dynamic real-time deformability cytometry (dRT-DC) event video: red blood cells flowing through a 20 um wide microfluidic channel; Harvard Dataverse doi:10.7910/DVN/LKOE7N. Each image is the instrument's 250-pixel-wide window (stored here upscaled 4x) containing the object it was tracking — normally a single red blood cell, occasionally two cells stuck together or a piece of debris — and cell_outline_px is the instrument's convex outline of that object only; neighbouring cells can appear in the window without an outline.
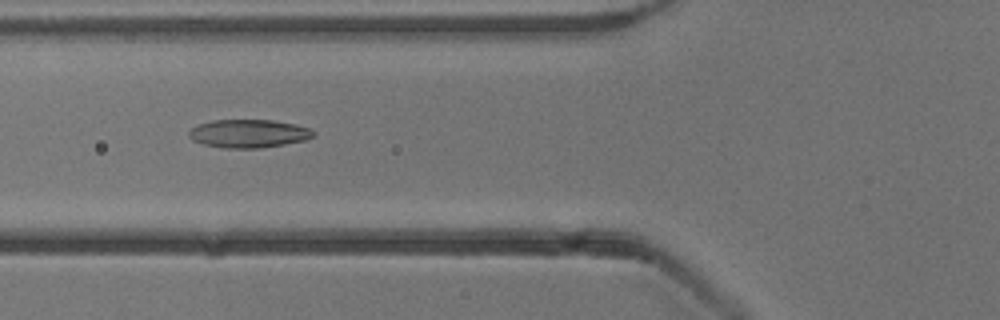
{"species": "common noctule bat (a hibernating species)", "species_latin": "Nyctalus noctula", "temperature_condition": "cold", "stored_images_in_passage": 7, "camera_frame_rate_fps": 3000, "um_per_image_px": 0.085, "animal": {"sex": "male", "body_mass_g": 13.3}, "frame": {"image": 1, "passage_image": 5, "time_ms": 6.333, "image_size_px": [1000, 320], "cell_outline_px": [[316, 136], [304, 140], [284, 144], [260, 148], [224, 148], [204, 144], [192, 140], [188, 136], [188, 132], [192, 128], [200, 124], [212, 120], [272, 120], [296, 124], [308, 128], [316, 132]], "centroid_in_image_um": [21.15, 11.35], "position_along_channel_um": 104.7, "area_um2": 20.46}}
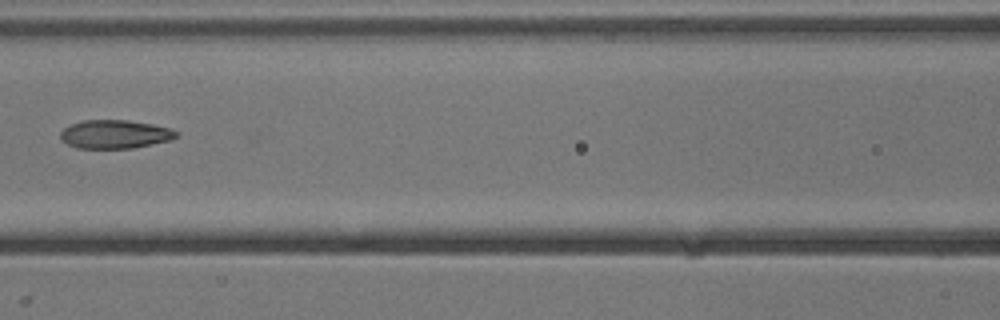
{"frame": {"image": 2, "passage_image": 6, "time_ms": 7.667, "image_size_px": [1000, 320], "cell_outline_px": [[176, 136], [168, 140], [132, 148], [76, 148], [60, 140], [60, 132], [64, 128], [72, 124], [84, 120], [128, 120], [152, 124], [168, 128], [176, 132]], "centroid_in_image_um": [9.69, 11.41], "position_along_channel_um": 156.9, "area_um2": 18.96}}
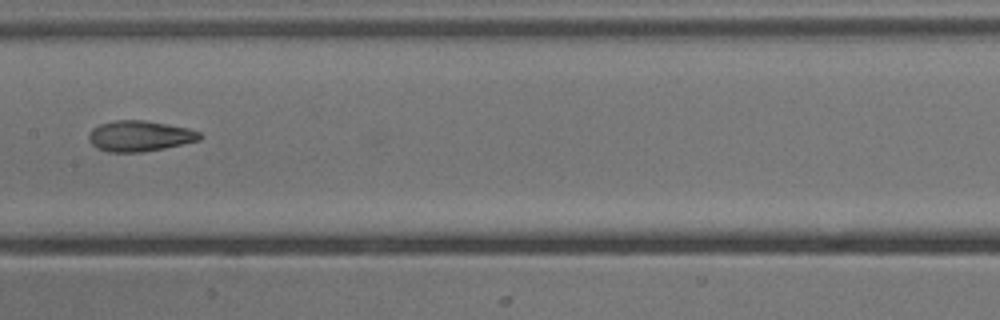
{"frame": {"image": 3, "passage_image": 7, "time_ms": 8.667, "image_size_px": [1000, 320], "cell_outline_px": [[204, 136], [200, 140], [164, 148], [140, 152], [108, 152], [96, 148], [88, 140], [88, 132], [92, 128], [100, 124], [112, 120], [144, 120], [188, 128], [200, 132]], "centroid_in_image_um": [11.85, 11.56], "position_along_channel_um": 195.6, "area_um2": 20.0}}